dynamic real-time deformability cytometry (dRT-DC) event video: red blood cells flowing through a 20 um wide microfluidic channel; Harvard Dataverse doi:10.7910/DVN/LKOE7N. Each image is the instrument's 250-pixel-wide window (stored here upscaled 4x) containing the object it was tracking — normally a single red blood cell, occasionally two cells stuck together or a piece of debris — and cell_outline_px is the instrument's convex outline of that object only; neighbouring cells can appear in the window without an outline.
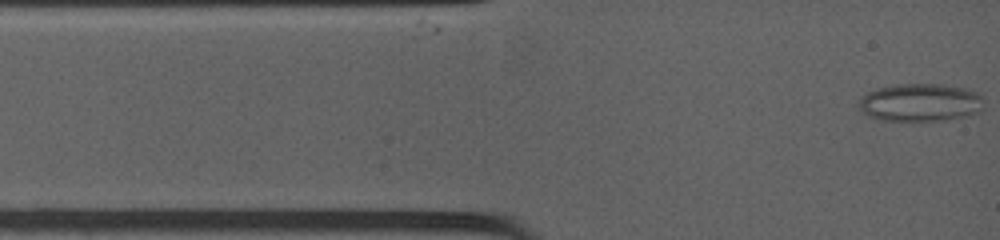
{"species": "common noctule bat (a hibernating species)", "species_latin": "Nyctalus noctula", "temperature_condition": "warm", "stored_images_in_passage": 4, "camera_frame_rate_fps": 4500, "um_per_image_px": 0.085, "animal": {"sex": "female", "body_mass_g": 19.0, "forearm_length_mm": 53.3}, "frame": {"image": 1, "passage_image": 1, "time_ms": 0.0, "image_size_px": [1000, 240], "cell_outline_px": [[984, 100], [976, 112], [964, 116], [936, 120], [888, 120], [872, 116], [864, 112], [860, 108], [860, 96], [868, 92], [880, 88], [904, 84], [936, 84], [968, 88], [980, 92], [984, 96]], "centroid_in_image_um": [78.28, 8.68], "position_along_channel_um": 6.7, "area_um2": 26.93}}